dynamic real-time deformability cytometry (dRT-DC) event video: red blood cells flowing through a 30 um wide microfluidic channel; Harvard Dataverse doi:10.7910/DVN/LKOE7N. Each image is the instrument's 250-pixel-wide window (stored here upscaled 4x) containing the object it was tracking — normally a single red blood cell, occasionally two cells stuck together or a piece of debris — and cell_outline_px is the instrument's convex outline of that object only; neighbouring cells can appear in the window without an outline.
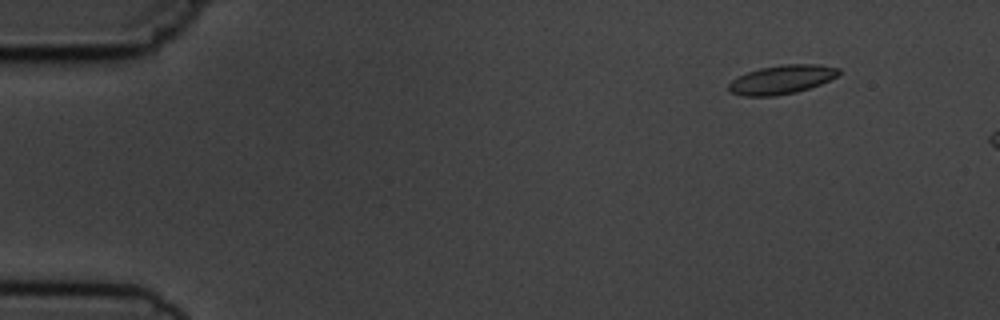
{"species": "common noctule bat (a hibernating species)", "species_latin": "Nyctalus noctula", "temperature_condition": "cold", "stored_images_in_passage": 5, "camera_frame_rate_fps": 3000, "um_per_image_px": 0.085, "animal": {"sex": "male", "body_mass_g": 19.5, "forearm_length_mm": 54.6}, "frame": {"image": 1, "passage_image": 1, "time_ms": 0.0, "image_size_px": [1000, 320], "cell_outline_px": [[840, 72], [836, 76], [820, 84], [796, 92], [776, 96], [744, 96], [732, 92], [728, 88], [728, 84], [732, 80], [748, 72], [760, 68], [780, 64], [820, 64], [840, 68]], "centroid_in_image_um": [66.46, 6.75], "position_along_channel_um": 18.5, "area_um2": 18.38}}
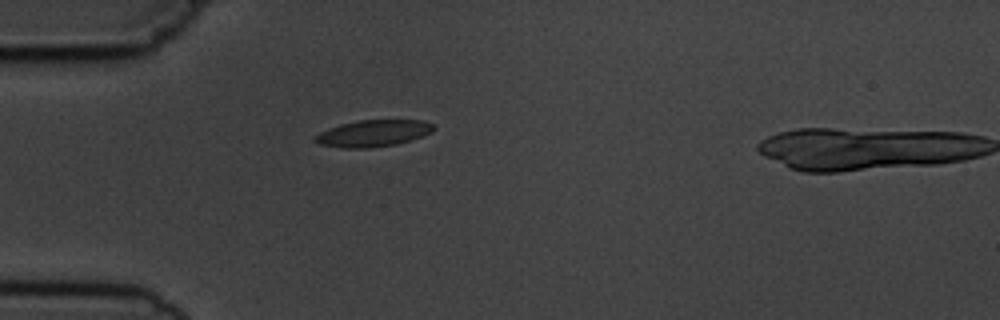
{"frame": {"image": 2, "passage_image": 4, "time_ms": 3.333, "image_size_px": [1000, 320], "cell_outline_px": [[436, 128], [432, 132], [412, 140], [396, 144], [368, 148], [344, 148], [320, 144], [312, 140], [312, 136], [328, 128], [340, 124], [356, 120], [424, 120], [432, 124]], "centroid_in_image_um": [31.7, 11.33], "position_along_channel_um": 53.3, "area_um2": 18.61}}